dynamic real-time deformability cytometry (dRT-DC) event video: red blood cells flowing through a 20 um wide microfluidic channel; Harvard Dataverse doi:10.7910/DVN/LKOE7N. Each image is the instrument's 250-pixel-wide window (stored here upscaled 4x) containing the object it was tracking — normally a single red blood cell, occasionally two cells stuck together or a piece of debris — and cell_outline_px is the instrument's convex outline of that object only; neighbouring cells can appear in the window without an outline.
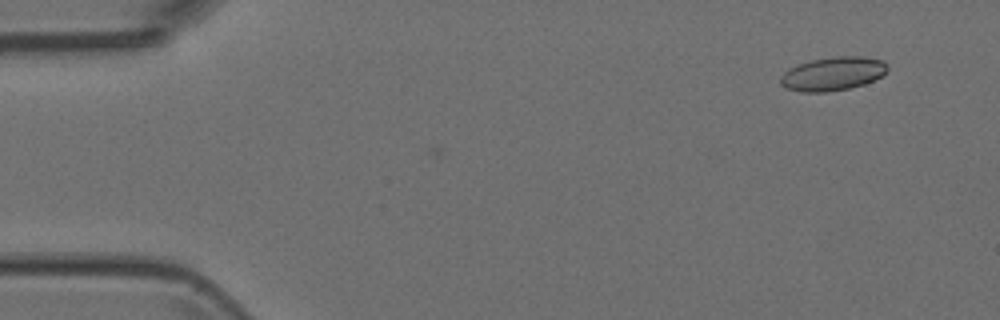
{"species": "Egyptian fruit bat (a non-hibernating species)", "species_latin": "Rousettus aegyptiacus", "temperature_condition": "room temperature", "stored_images_in_passage": 15, "camera_frame_rate_fps": 3000, "um_per_image_px": 0.085, "animal": {"sex": "female"}, "frame": {"image": 1, "passage_image": 15, "time_ms": 4.667, "image_size_px": [1000, 320], "cell_outline_px": [[888, 72], [864, 84], [848, 88], [828, 92], [800, 92], [788, 88], [780, 84], [780, 76], [788, 68], [812, 60], [832, 56], [860, 56], [884, 60], [888, 64]], "centroid_in_image_um": [70.8, 6.26], "position_along_channel_um": 14.2, "area_um2": 21.04}}